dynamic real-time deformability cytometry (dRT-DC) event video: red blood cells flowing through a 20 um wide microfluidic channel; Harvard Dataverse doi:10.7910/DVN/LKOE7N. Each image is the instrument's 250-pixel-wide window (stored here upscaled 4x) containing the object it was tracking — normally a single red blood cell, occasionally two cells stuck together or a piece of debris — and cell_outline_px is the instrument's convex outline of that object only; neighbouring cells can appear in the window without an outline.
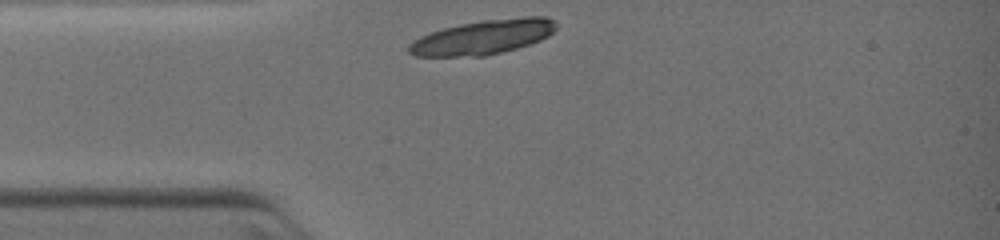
{"species": "common noctule bat (a hibernating species)", "species_latin": "Nyctalus noctula", "temperature_condition": "warm", "stored_images_in_passage": 29, "camera_frame_rate_fps": 3000, "um_per_image_px": 0.085, "animal": {"sex": "female", "body_mass_g": 19.0, "forearm_length_mm": 51.5}, "frame": {"image": 1, "passage_image": 1, "time_ms": 0.0, "image_size_px": [1000, 240], "cell_outline_px": [[556, 28], [548, 36], [540, 40], [516, 48], [484, 56], [412, 56], [408, 52], [408, 44], [420, 36], [444, 28], [460, 24], [484, 20], [524, 16], [544, 16], [556, 20]], "centroid_in_image_um": [41.06, 3.15], "position_along_channel_um": 43.9, "area_um2": 29.48}}
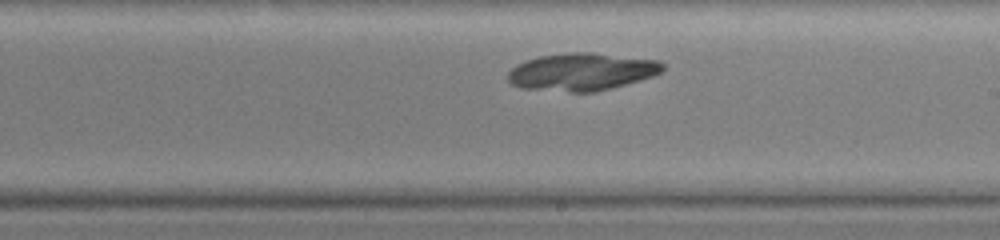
{"frame": {"image": 2, "passage_image": 17, "time_ms": 4.333, "image_size_px": [1000, 240], "cell_outline_px": [[664, 72], [640, 80], [612, 88], [596, 92], [568, 92], [520, 88], [512, 84], [508, 80], [508, 72], [516, 64], [540, 56], [568, 52], [588, 52], [660, 60], [664, 64]], "centroid_in_image_um": [49.47, 6.11], "position_along_channel_um": 239.5, "area_um2": 34.04}}
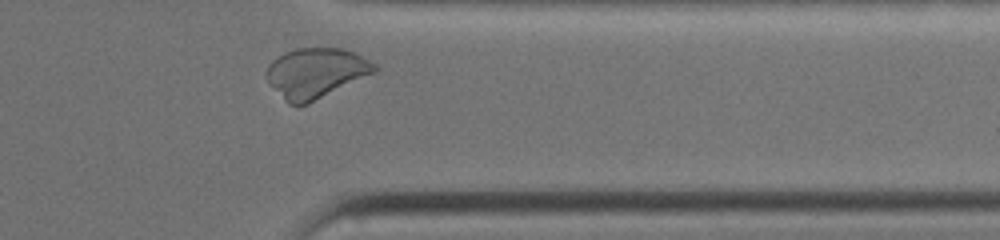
{"frame": {"image": 3, "passage_image": 28, "time_ms": 7.333, "image_size_px": [1000, 240], "cell_outline_px": [[376, 72], [308, 104], [288, 104], [268, 84], [268, 64], [276, 56], [284, 52], [296, 48], [344, 48], [356, 52], [376, 64]], "centroid_in_image_um": [26.85, 6.19], "position_along_channel_um": 384.6, "area_um2": 31.56}}